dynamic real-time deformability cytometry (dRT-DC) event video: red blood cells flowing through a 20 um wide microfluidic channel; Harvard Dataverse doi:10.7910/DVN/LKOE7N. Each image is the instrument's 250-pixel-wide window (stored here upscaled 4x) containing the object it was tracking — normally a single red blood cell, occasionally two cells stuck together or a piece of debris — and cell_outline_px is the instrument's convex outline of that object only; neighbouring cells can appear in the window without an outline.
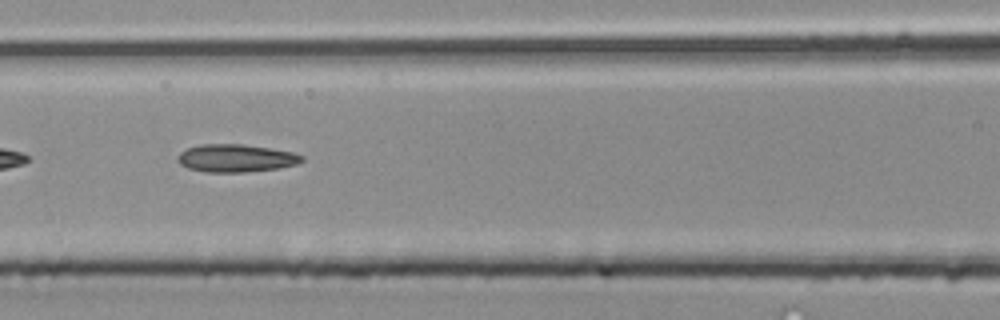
{"species": "common noctule bat (a hibernating species)", "species_latin": "Nyctalus noctula", "temperature_condition": "room temperature", "stored_images_in_passage": 39, "camera_frame_rate_fps": 3000, "um_per_image_px": 0.085, "animal": {"sex": "male", "body_mass_g": 20.4}, "frame": {"image": 1, "passage_image": 12, "time_ms": 3.667, "image_size_px": [1000, 320], "cell_outline_px": [[304, 160], [296, 164], [276, 168], [240, 172], [204, 172], [188, 168], [180, 164], [176, 160], [176, 156], [180, 152], [188, 148], [200, 144], [244, 144], [272, 148], [292, 152], [304, 156]], "centroid_in_image_um": [20.01, 13.43], "position_along_channel_um": 146.6, "area_um2": 20.11}}
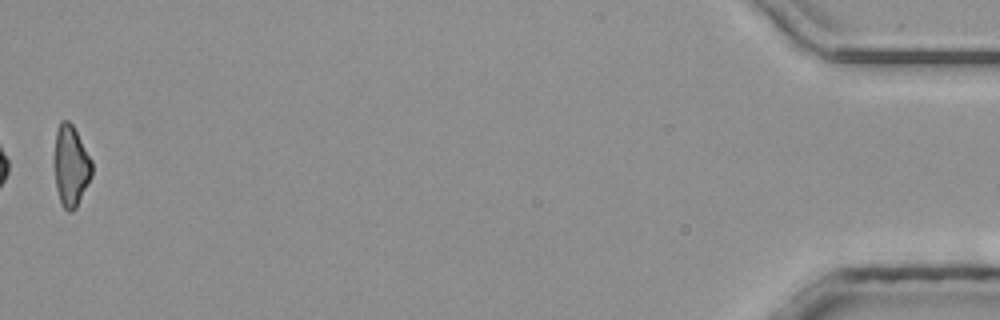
{"frame": {"image": 2, "passage_image": 39, "time_ms": 12.667, "image_size_px": [1000, 320], "cell_outline_px": [[92, 176], [76, 208], [72, 212], [68, 212], [64, 208], [60, 200], [56, 188], [56, 132], [60, 120], [68, 120], [72, 124], [92, 160]], "centroid_in_image_um": [6.06, 14.12], "position_along_channel_um": 429.1, "area_um2": 17.34}}